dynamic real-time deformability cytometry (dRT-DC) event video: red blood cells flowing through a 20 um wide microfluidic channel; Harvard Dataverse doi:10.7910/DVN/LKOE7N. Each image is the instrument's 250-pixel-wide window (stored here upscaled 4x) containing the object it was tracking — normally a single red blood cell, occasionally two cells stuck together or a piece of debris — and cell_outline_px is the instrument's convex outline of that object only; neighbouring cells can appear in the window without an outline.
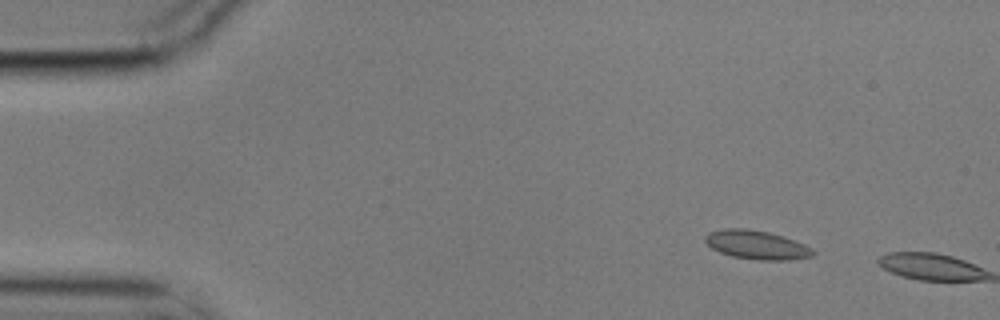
{"species": "common noctule bat (a hibernating species)", "species_latin": "Nyctalus noctula", "temperature_condition": "cold", "stored_images_in_passage": 2, "camera_frame_rate_fps": 3000, "um_per_image_px": 0.085, "animal": {"sex": "male", "body_mass_g": 17.9}, "frame": {"image": 1, "passage_image": 1, "time_ms": 0.0, "image_size_px": [1000, 320], "cell_outline_px": [[816, 252], [812, 256], [788, 260], [760, 260], [732, 256], [720, 252], [712, 248], [704, 240], [704, 236], [708, 232], [724, 228], [748, 228], [768, 232], [784, 236], [804, 244], [812, 248]], "centroid_in_image_um": [64.31, 20.8], "position_along_channel_um": 20.7, "area_um2": 18.15}}